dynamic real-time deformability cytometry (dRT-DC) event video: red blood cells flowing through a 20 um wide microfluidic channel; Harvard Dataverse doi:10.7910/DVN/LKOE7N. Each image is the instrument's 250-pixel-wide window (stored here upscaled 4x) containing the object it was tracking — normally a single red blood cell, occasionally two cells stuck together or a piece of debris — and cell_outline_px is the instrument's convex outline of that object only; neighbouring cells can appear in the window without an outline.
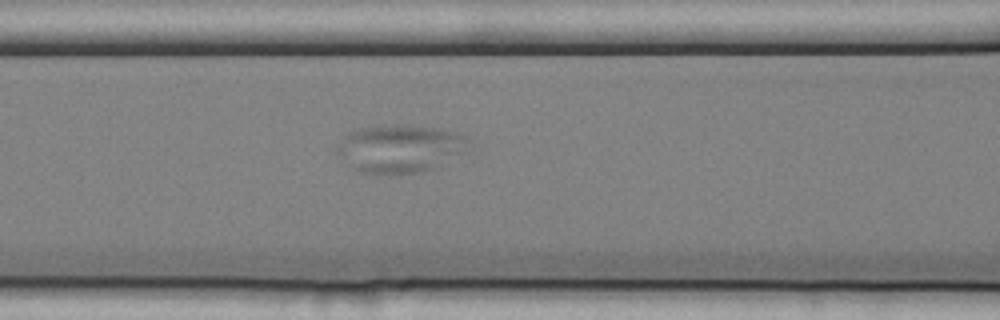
{"species": "common noctule bat (a hibernating species)", "species_latin": "Nyctalus noctula", "temperature_condition": "cold", "stored_images_in_passage": 57, "camera_frame_rate_fps": 3000, "um_per_image_px": 0.085, "animal": {"sex": "female", "body_mass_g": 25.1}, "frame": {"image": 1, "passage_image": 25, "time_ms": 8.0, "image_size_px": [1000, 320], "cell_outline_px": [[472, 140], [468, 152], [440, 168], [420, 172], [388, 176], [376, 176], [360, 172], [352, 168], [336, 152], [336, 148], [344, 136], [348, 132], [360, 128], [396, 124], [400, 124], [436, 128], [472, 136]], "centroid_in_image_um": [34.1, 12.67], "position_along_channel_um": 132.5, "area_um2": 38.26}}
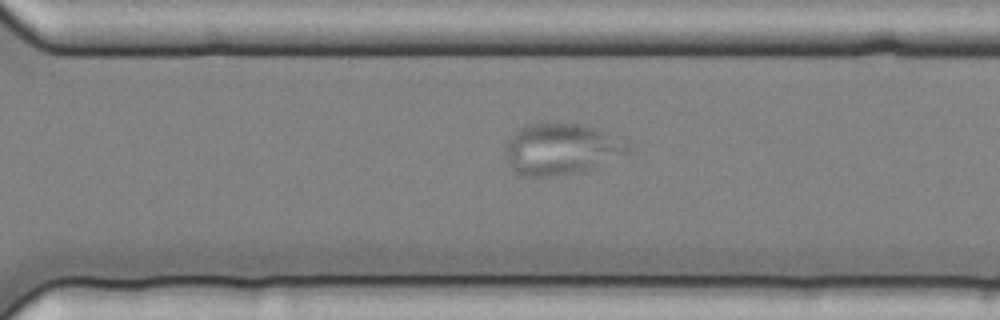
{"frame": {"image": 2, "passage_image": 41, "time_ms": 13.333, "image_size_px": [1000, 320], "cell_outline_px": [[632, 148], [628, 152], [588, 172], [548, 176], [524, 176], [512, 168], [508, 164], [504, 148], [508, 140], [520, 128], [528, 124], [580, 124], [596, 128], [628, 140]], "centroid_in_image_um": [47.77, 12.69], "position_along_channel_um": 322.8, "area_um2": 36.82}}
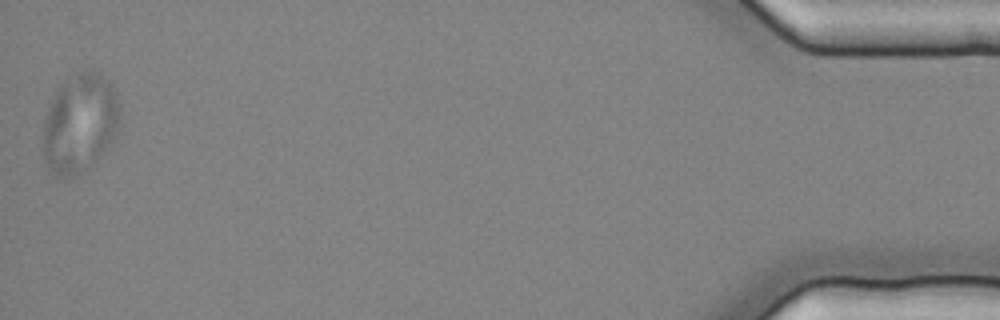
{"frame": {"image": 3, "passage_image": 57, "time_ms": 18.667, "image_size_px": [1000, 320], "cell_outline_px": [[120, 128], [112, 140], [100, 156], [88, 168], [68, 180], [60, 180], [52, 176], [44, 164], [44, 120], [48, 108], [60, 84], [76, 72], [88, 68], [96, 68], [112, 84], [120, 104]], "centroid_in_image_um": [6.8, 10.49], "position_along_channel_um": 428.4, "area_um2": 45.43}}